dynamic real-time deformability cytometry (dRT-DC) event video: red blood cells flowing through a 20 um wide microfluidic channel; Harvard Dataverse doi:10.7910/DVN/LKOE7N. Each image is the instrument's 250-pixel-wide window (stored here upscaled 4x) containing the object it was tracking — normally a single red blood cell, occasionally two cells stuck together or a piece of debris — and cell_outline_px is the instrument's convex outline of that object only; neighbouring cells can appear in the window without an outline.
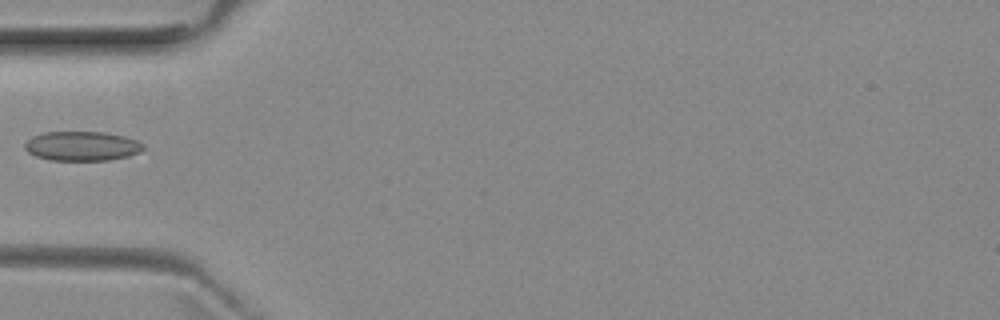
{"species": "common noctule bat (a hibernating species)", "species_latin": "Nyctalus noctula", "temperature_condition": "room temperature", "stored_images_in_passage": 5, "camera_frame_rate_fps": 3000, "um_per_image_px": 0.085, "animal": {"sex": "female", "body_mass_g": 29.2, "forearm_length_mm": 56.3}, "frame": {"image": 1, "passage_image": 5, "time_ms": 5.333, "image_size_px": [1000, 320], "cell_outline_px": [[144, 148], [140, 152], [128, 156], [108, 160], [52, 160], [36, 156], [28, 152], [24, 148], [24, 144], [32, 136], [44, 132], [104, 132], [124, 136], [136, 140], [144, 144]], "centroid_in_image_um": [6.97, 12.41], "position_along_channel_um": 78.0, "area_um2": 20.29}}